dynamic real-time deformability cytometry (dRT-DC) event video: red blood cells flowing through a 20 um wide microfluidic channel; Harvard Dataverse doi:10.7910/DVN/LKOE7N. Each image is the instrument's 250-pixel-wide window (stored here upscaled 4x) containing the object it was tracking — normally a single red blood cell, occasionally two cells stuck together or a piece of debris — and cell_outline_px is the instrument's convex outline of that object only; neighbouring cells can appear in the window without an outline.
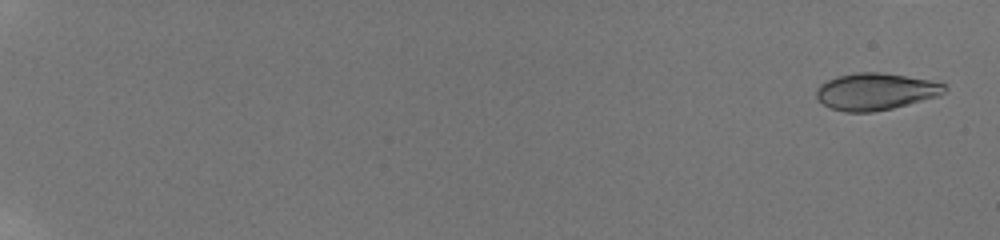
{"species": "human", "species_latin": "Homo sapiens", "temperature_condition": "room temperature", "stored_images_in_passage": 22, "camera_frame_rate_fps": 3000, "um_per_image_px": 0.085, "donor": {"sex": "male"}, "frame": {"image": 1, "passage_image": 2, "time_ms": 0.667, "image_size_px": [1000, 240], "cell_outline_px": [[948, 88], [940, 96], [892, 108], [872, 112], [844, 112], [832, 108], [824, 104], [816, 96], [816, 88], [820, 84], [836, 76], [856, 72], [880, 72], [928, 80], [944, 84]], "centroid_in_image_um": [74.41, 7.78], "position_along_channel_um": 10.6, "area_um2": 27.46}}
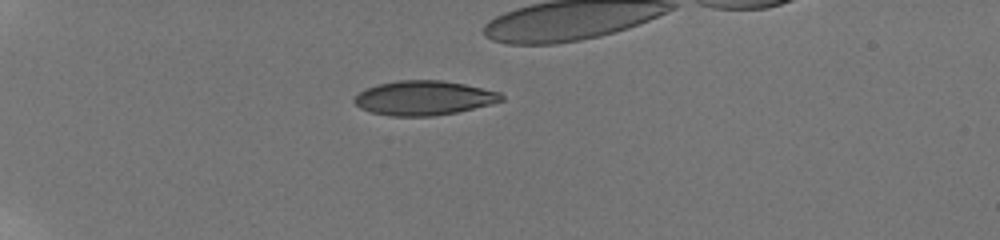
{"frame": {"image": 2, "passage_image": 15, "time_ms": 6.667, "image_size_px": [1000, 240], "cell_outline_px": [[504, 100], [492, 104], [456, 112], [432, 116], [392, 116], [372, 112], [360, 108], [352, 100], [364, 88], [376, 84], [396, 80], [440, 80], [464, 84], [500, 92], [504, 96]], "centroid_in_image_um": [36.02, 8.32], "position_along_channel_um": 49.0, "area_um2": 29.54}}